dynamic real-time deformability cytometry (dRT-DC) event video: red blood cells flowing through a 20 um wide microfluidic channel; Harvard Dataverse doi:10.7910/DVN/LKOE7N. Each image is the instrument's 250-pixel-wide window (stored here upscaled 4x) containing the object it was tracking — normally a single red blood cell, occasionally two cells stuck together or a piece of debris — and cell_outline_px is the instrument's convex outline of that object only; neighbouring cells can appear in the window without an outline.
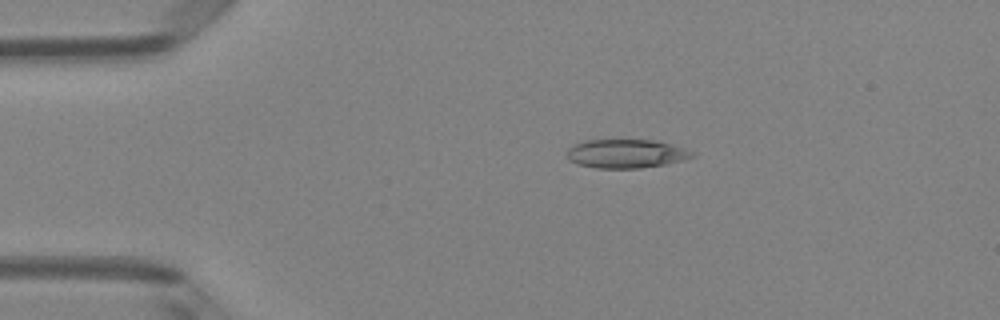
{"species": "Egyptian fruit bat (a non-hibernating species)", "species_latin": "Rousettus aegyptiacus", "temperature_condition": "room temperature", "stored_images_in_passage": 3, "camera_frame_rate_fps": 3000, "um_per_image_px": 0.085, "animal": {"sex": "female"}, "frame": {"image": 1, "passage_image": 2, "time_ms": 0.333, "image_size_px": [1000, 320], "cell_outline_px": [[696, 156], [684, 160], [664, 164], [640, 168], [596, 168], [580, 164], [568, 160], [568, 148], [572, 144], [584, 140], [652, 140], [684, 148], [696, 152]], "centroid_in_image_um": [53.22, 13.06], "position_along_channel_um": 31.8, "area_um2": 20.92}}